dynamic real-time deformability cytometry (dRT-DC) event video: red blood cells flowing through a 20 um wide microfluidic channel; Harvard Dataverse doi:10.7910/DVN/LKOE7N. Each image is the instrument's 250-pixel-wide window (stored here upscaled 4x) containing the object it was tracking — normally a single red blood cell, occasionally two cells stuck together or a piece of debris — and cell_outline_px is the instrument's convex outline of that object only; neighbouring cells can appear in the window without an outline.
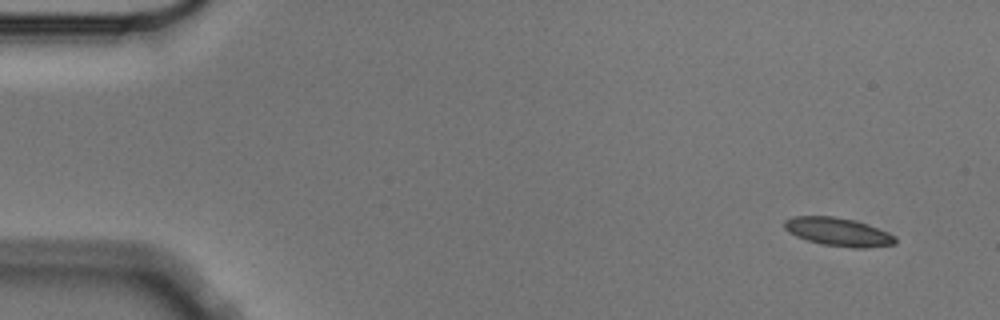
{"species": "Egyptian fruit bat (a non-hibernating species)", "species_latin": "Rousettus aegyptiacus", "temperature_condition": "cold", "stored_images_in_passage": 5, "camera_frame_rate_fps": 3000, "um_per_image_px": 0.085, "animal": {"sex": "male"}, "frame": {"image": 1, "passage_image": 1, "time_ms": 0.0, "image_size_px": [1000, 320], "cell_outline_px": [[896, 244], [864, 248], [852, 248], [824, 244], [808, 240], [796, 236], [788, 232], [784, 228], [784, 220], [792, 216], [832, 216], [852, 220], [868, 224], [888, 232], [896, 236]], "centroid_in_image_um": [71.25, 19.71], "position_along_channel_um": 13.8, "area_um2": 18.26}}
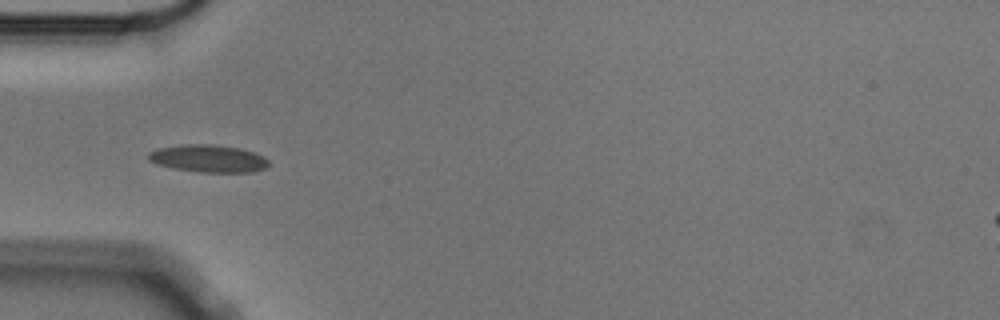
{"frame": {"image": 2, "passage_image": 4, "time_ms": 1.0, "image_size_px": [1000, 320], "cell_outline_px": [[268, 164], [264, 168], [252, 172], [200, 172], [172, 168], [156, 164], [148, 160], [148, 152], [160, 148], [184, 144], [212, 144], [240, 148], [256, 152], [264, 156], [268, 160]], "centroid_in_image_um": [17.71, 13.47], "position_along_channel_um": 67.3, "area_um2": 19.31}}
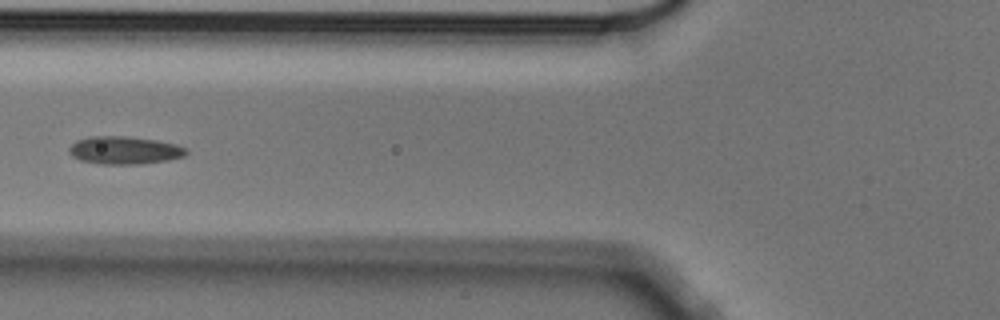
{"frame": {"image": 3, "passage_image": 5, "time_ms": 1.333, "image_size_px": [1000, 320], "cell_outline_px": [[188, 152], [184, 156], [168, 160], [140, 164], [100, 164], [80, 160], [72, 156], [68, 152], [68, 148], [76, 140], [88, 136], [128, 136], [156, 140], [176, 144], [188, 148]], "centroid_in_image_um": [10.57, 12.77], "position_along_channel_um": 115.2, "area_um2": 19.19}}